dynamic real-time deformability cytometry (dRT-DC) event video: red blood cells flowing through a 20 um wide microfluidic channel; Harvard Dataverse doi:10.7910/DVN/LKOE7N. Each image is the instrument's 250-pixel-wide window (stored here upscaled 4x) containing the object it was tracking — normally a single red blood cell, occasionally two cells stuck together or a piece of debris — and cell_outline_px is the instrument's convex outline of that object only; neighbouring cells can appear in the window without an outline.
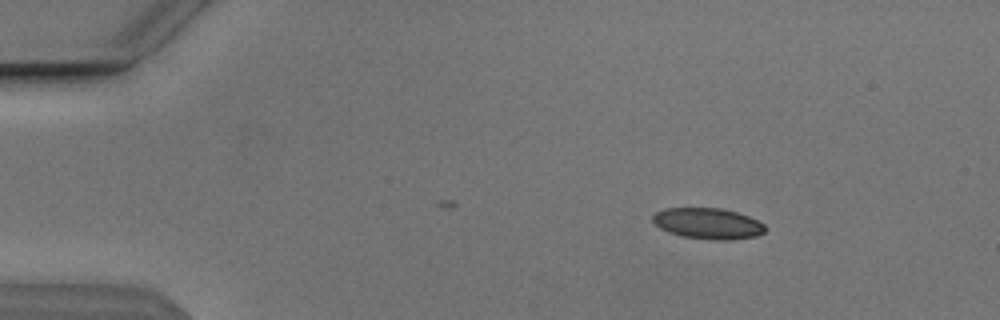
{"species": "Egyptian fruit bat (a non-hibernating species)", "species_latin": "Rousettus aegyptiacus", "temperature_condition": "cold", "stored_images_in_passage": 47, "camera_frame_rate_fps": 3000, "um_per_image_px": 0.085, "animal": {"sex": "male"}, "frame": {"image": 1, "passage_image": 9, "time_ms": 2.667, "image_size_px": [1000, 320], "cell_outline_px": [[768, 228], [764, 232], [756, 236], [728, 240], [712, 240], [680, 236], [668, 232], [660, 228], [652, 220], [652, 216], [656, 212], [664, 208], [720, 208], [736, 212], [748, 216], [764, 224]], "centroid_in_image_um": [60.17, 19.0], "position_along_channel_um": 24.8, "area_um2": 20.35}}
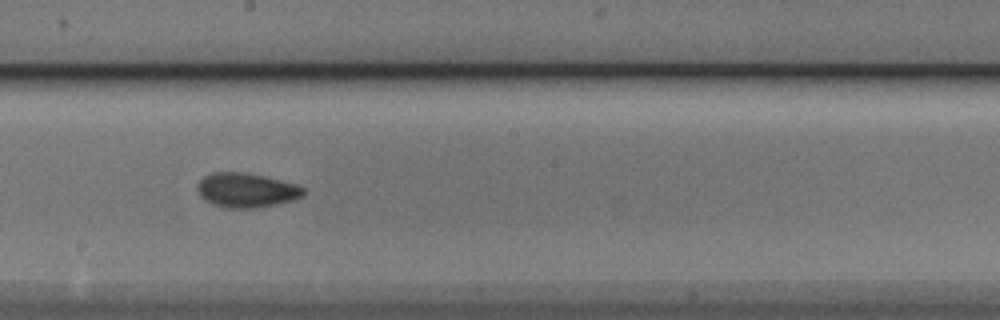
{"frame": {"image": 2, "passage_image": 31, "time_ms": 10.0, "image_size_px": [1000, 320], "cell_outline_px": [[304, 196], [292, 200], [276, 204], [256, 208], [228, 208], [212, 204], [204, 200], [200, 196], [196, 188], [196, 184], [204, 176], [212, 172], [244, 172], [264, 176], [296, 184], [304, 188]], "centroid_in_image_um": [20.91, 16.16], "position_along_channel_um": 227.3, "area_um2": 21.39}}
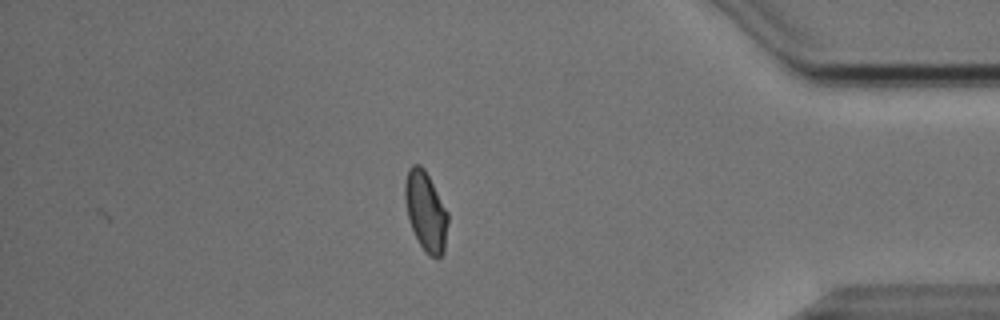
{"frame": {"image": 3, "passage_image": 47, "time_ms": 15.333, "image_size_px": [1000, 320], "cell_outline_px": [[448, 220], [444, 252], [436, 260], [428, 256], [424, 252], [412, 228], [408, 216], [404, 200], [404, 184], [408, 168], [412, 164], [420, 164], [424, 168], [448, 212]], "centroid_in_image_um": [36.18, 17.97], "position_along_channel_um": 399.0, "area_um2": 20.0}, "authors_computed_cell_mechanics": {"area_um2": 20.1722, "velocity_mm_per_s": 3.8395, "shape_relaxation_time_tau1_ms": 4.5435, "shape_relaxation_time_tau2_ms": 2.2907, "deformation_change_tau1": 0.0976, "deformation_change_tau2": 0.0624}}